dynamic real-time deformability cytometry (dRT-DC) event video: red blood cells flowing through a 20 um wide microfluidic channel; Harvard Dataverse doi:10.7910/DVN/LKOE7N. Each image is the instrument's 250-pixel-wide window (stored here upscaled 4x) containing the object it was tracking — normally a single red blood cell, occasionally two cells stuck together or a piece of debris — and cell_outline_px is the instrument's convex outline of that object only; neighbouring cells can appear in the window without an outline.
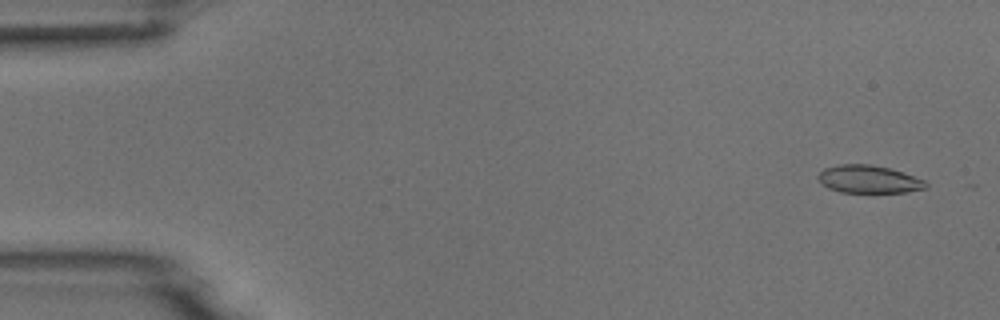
{"species": "common noctule bat (a hibernating species)", "species_latin": "Nyctalus noctula", "temperature_condition": "room temperature", "stored_images_in_passage": 6, "camera_frame_rate_fps": 3000, "um_per_image_px": 0.085, "animal": {"sex": "male", "body_mass_g": 18.8}, "frame": {"image": 1, "passage_image": 1, "time_ms": 0.0, "image_size_px": [1000, 320], "cell_outline_px": [[928, 188], [908, 192], [840, 192], [828, 188], [820, 184], [816, 176], [824, 168], [840, 164], [872, 164], [888, 168], [924, 180], [928, 184]], "centroid_in_image_um": [73.8, 15.24], "position_along_channel_um": 11.2, "area_um2": 17.46}}
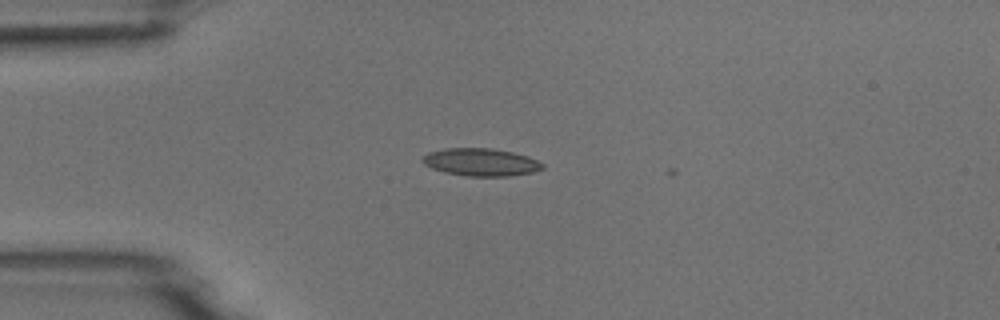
{"frame": {"image": 2, "passage_image": 4, "time_ms": 3.667, "image_size_px": [1000, 320], "cell_outline_px": [[544, 168], [532, 172], [508, 176], [468, 176], [444, 172], [432, 168], [424, 164], [420, 160], [428, 152], [444, 148], [492, 148], [512, 152], [528, 156], [544, 164]], "centroid_in_image_um": [40.85, 13.78], "position_along_channel_um": 44.1, "area_um2": 19.31}}